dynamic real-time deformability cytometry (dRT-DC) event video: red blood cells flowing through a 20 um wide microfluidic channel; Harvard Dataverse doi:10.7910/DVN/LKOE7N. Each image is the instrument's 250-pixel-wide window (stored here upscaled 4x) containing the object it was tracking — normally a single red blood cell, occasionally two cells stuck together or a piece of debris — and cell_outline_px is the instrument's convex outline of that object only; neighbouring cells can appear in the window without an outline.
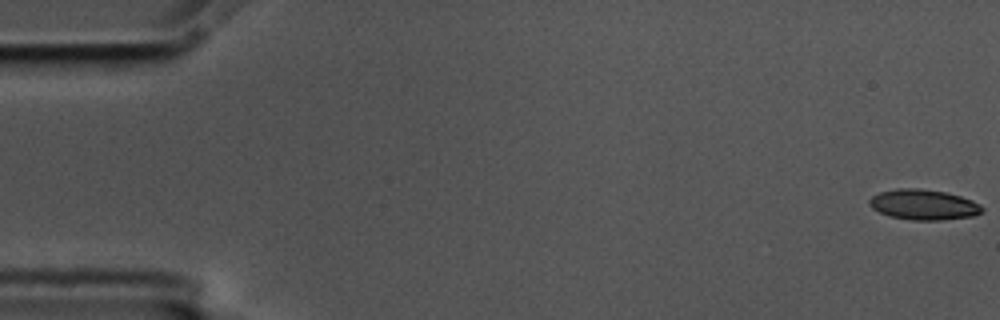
{"species": "common noctule bat (a hibernating species)", "species_latin": "Nyctalus noctula", "temperature_condition": "cold", "stored_images_in_passage": 57, "camera_frame_rate_fps": 3000, "um_per_image_px": 0.085, "animal": {"sex": "male", "body_mass_g": 17.5, "forearm_length_mm": 52.3}, "frame": {"image": 1, "passage_image": 1, "time_ms": 0.0, "image_size_px": [1000, 320], "cell_outline_px": [[984, 212], [972, 216], [940, 220], [912, 220], [888, 216], [872, 208], [868, 204], [868, 200], [872, 196], [880, 192], [896, 188], [920, 188], [948, 192], [972, 200], [980, 204], [984, 208]], "centroid_in_image_um": [78.51, 17.39], "position_along_channel_um": 6.5, "area_um2": 20.17}}
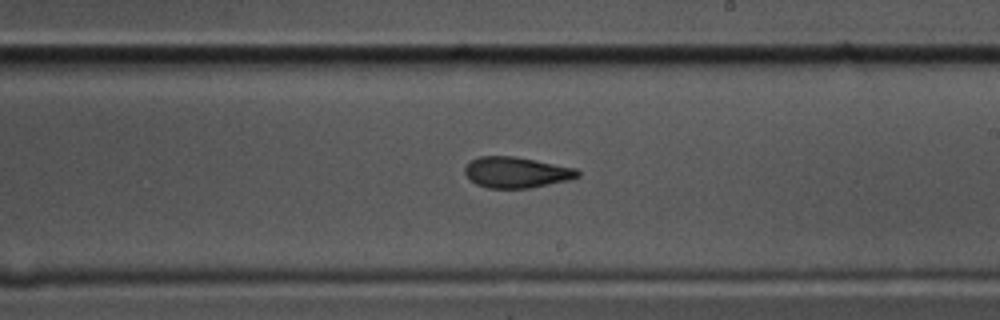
{"frame": {"image": 2, "passage_image": 33, "time_ms": 10.667, "image_size_px": [1000, 320], "cell_outline_px": [[580, 176], [568, 180], [528, 188], [488, 188], [476, 184], [464, 172], [464, 168], [472, 160], [480, 156], [512, 156], [536, 160], [576, 168], [580, 172]], "centroid_in_image_um": [43.9, 14.65], "position_along_channel_um": 245.1, "area_um2": 20.11}}
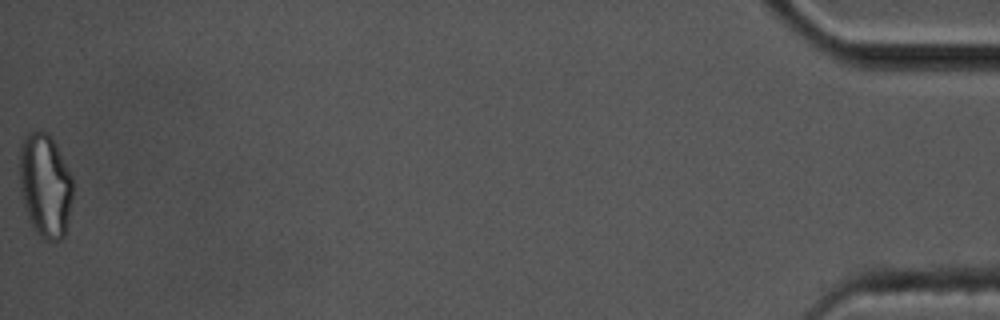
{"frame": {"image": 3, "passage_image": 57, "time_ms": 18.667, "image_size_px": [1000, 320], "cell_outline_px": [[72, 200], [64, 236], [60, 240], [44, 240], [40, 236], [32, 224], [28, 216], [20, 188], [20, 144], [28, 132], [48, 132], [52, 136], [72, 176]], "centroid_in_image_um": [3.85, 15.73], "position_along_channel_um": 431.3, "area_um2": 31.96}, "authors_computed_cell_mechanics": {"area_um2": 20.9814, "velocity_mm_per_s": 3.5725, "shape_relaxation_time_tau1_ms": 7.4227, "shape_relaxation_time_tau2_ms": 2.7645, "deformation_change_tau1": 0.1585, "deformation_change_tau2": 0.098}}